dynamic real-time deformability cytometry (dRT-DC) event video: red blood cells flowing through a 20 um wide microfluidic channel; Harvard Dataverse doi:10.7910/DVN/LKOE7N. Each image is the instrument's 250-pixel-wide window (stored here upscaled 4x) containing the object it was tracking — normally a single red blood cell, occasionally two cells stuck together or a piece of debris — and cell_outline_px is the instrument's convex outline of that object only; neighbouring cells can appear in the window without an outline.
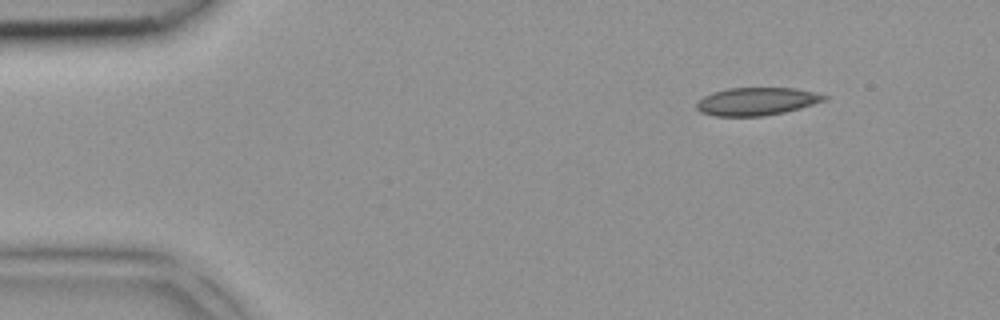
{"species": "common noctule bat (a hibernating species)", "species_latin": "Nyctalus noctula", "temperature_condition": "room temperature", "stored_images_in_passage": 3, "camera_frame_rate_fps": 3000, "um_per_image_px": 0.085, "animal": {"sex": "female", "body_mass_g": 18.4}, "frame": {"image": 1, "passage_image": 1, "time_ms": 0.0, "image_size_px": [1000, 320], "cell_outline_px": [[828, 100], [800, 108], [784, 112], [764, 116], [712, 116], [700, 112], [696, 108], [696, 104], [704, 96], [712, 92], [728, 88], [796, 88], [828, 96]], "centroid_in_image_um": [64.31, 8.62], "position_along_channel_um": 20.7, "area_um2": 20.75}}